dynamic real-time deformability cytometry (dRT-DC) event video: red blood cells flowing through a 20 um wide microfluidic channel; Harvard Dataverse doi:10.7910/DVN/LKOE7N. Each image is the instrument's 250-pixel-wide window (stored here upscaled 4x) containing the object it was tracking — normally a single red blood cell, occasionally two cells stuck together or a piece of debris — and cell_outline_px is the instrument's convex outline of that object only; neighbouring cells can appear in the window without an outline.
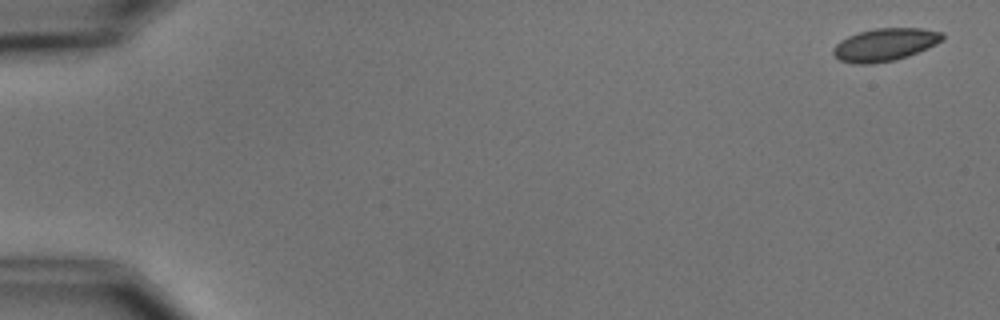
{"species": "common noctule bat (a hibernating species)", "species_latin": "Nyctalus noctula", "temperature_condition": "cold", "stored_images_in_passage": 5, "camera_frame_rate_fps": 3000, "um_per_image_px": 0.085, "animal": {"sex": "male", "body_mass_g": 15.6}, "frame": {"image": 1, "passage_image": 1, "time_ms": 0.0, "image_size_px": [1000, 320], "cell_outline_px": [[944, 40], [928, 48], [908, 56], [896, 60], [872, 64], [856, 64], [840, 60], [832, 52], [832, 48], [840, 40], [848, 36], [872, 28], [920, 28], [944, 32]], "centroid_in_image_um": [75.24, 3.79], "position_along_channel_um": 9.8, "area_um2": 20.98}}
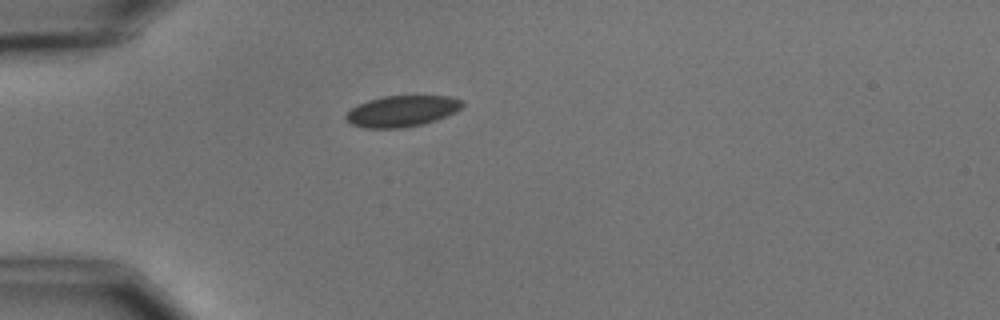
{"frame": {"image": 2, "passage_image": 5, "time_ms": 4.667, "image_size_px": [1000, 320], "cell_outline_px": [[464, 104], [456, 112], [436, 120], [420, 124], [400, 128], [364, 128], [352, 124], [344, 120], [344, 116], [352, 108], [368, 100], [384, 96], [448, 96], [464, 100]], "centroid_in_image_um": [34.16, 9.44], "position_along_channel_um": 50.8, "area_um2": 21.04}}